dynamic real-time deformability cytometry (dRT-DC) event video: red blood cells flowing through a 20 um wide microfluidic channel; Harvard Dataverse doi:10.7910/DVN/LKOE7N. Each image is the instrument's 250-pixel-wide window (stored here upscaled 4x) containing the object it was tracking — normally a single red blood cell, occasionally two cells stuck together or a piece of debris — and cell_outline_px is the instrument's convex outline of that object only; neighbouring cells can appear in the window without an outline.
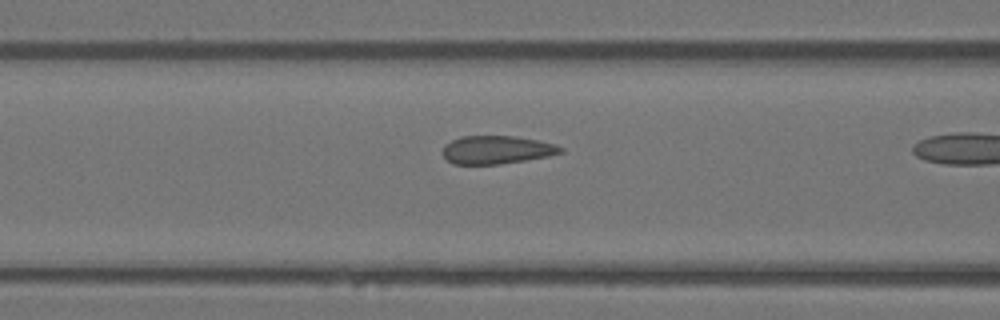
{"species": "Egyptian fruit bat (a non-hibernating species)", "species_latin": "Rousettus aegyptiacus", "temperature_condition": "warm", "stored_images_in_passage": 16, "camera_frame_rate_fps": 3000, "um_per_image_px": 0.085, "animal": {"sex": "female"}, "frame": {"image": 1, "passage_image": 10, "time_ms": 3.0, "image_size_px": [1000, 320], "cell_outline_px": [[564, 152], [548, 156], [500, 164], [452, 164], [444, 156], [444, 144], [460, 136], [512, 136], [536, 140], [556, 144], [564, 148]], "centroid_in_image_um": [42.23, 12.73], "position_along_channel_um": 124.4, "area_um2": 19.25}}